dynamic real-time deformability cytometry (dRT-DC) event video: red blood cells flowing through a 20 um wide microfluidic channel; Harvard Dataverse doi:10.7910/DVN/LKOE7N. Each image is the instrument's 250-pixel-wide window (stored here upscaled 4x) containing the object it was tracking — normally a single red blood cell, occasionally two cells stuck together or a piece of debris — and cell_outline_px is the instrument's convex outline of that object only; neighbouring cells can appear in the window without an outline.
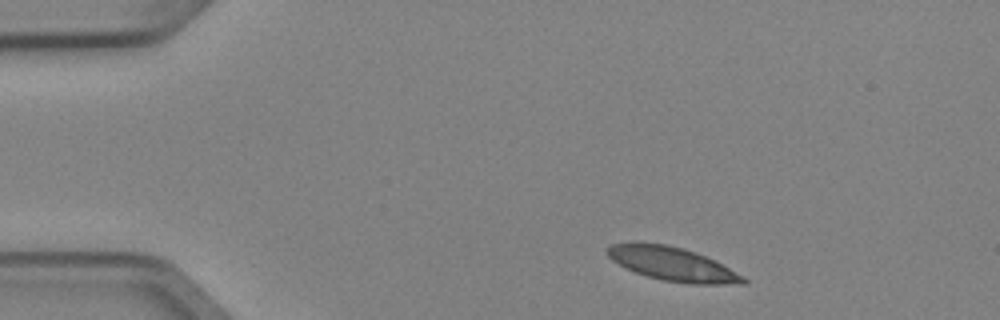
{"species": "Egyptian fruit bat (a non-hibernating species)", "species_latin": "Rousettus aegyptiacus", "temperature_condition": "cold", "stored_images_in_passage": 3, "camera_frame_rate_fps": 3000, "um_per_image_px": 0.085, "animal": {"sex": "female"}, "frame": {"image": 1, "passage_image": 1, "time_ms": 0.0, "image_size_px": [1000, 320], "cell_outline_px": [[748, 284], [688, 284], [660, 280], [636, 272], [612, 260], [608, 256], [608, 244], [632, 240], [636, 240], [664, 244], [684, 248], [696, 252], [744, 276], [748, 280]], "centroid_in_image_um": [57.12, 22.41], "position_along_channel_um": 27.9, "area_um2": 26.93}}